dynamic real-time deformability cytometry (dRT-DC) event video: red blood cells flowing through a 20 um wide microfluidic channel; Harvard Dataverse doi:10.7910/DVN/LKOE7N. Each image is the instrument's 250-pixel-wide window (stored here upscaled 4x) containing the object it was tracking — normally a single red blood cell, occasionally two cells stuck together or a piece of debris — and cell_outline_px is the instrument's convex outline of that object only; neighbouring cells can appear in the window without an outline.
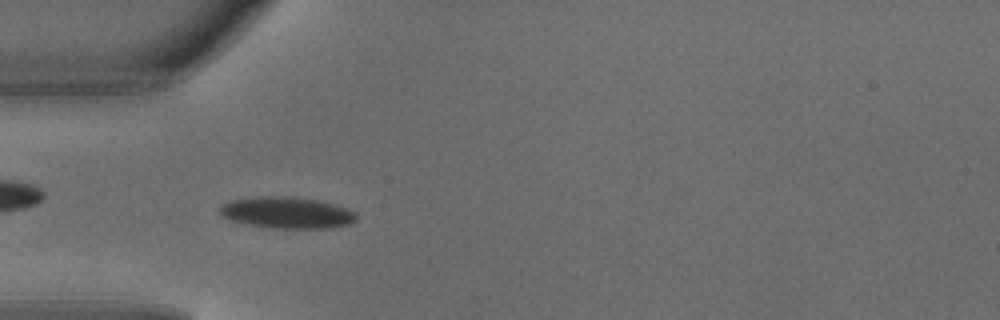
{"species": "common noctule bat (a hibernating species)", "species_latin": "Nyctalus noctula", "temperature_condition": "warm", "stored_images_in_passage": 4, "camera_frame_rate_fps": 3000, "um_per_image_px": 0.085, "animal": {"sex": "male", "body_mass_g": 18.8}, "frame": {"image": 1, "passage_image": 3, "time_ms": 0.667, "image_size_px": [1000, 320], "cell_outline_px": [[356, 220], [348, 224], [332, 228], [272, 228], [248, 224], [232, 220], [220, 216], [220, 204], [232, 200], [256, 196], [292, 196], [316, 200], [348, 208], [356, 212]], "centroid_in_image_um": [24.37, 18.07], "position_along_channel_um": 60.6, "area_um2": 25.09}}
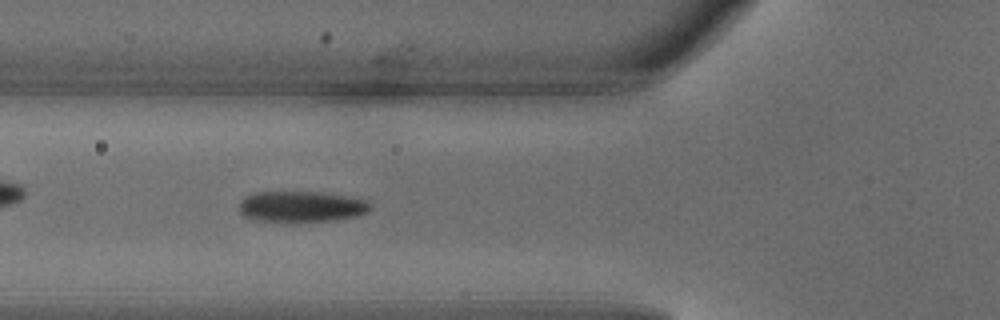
{"frame": {"image": 2, "passage_image": 4, "time_ms": 1.0, "image_size_px": [1000, 320], "cell_outline_px": [[372, 208], [368, 212], [356, 216], [336, 220], [292, 224], [252, 220], [244, 216], [240, 212], [240, 200], [244, 196], [256, 192], [320, 192], [368, 200], [372, 204]], "centroid_in_image_um": [25.6, 17.6], "position_along_channel_um": 100.2, "area_um2": 24.51}}